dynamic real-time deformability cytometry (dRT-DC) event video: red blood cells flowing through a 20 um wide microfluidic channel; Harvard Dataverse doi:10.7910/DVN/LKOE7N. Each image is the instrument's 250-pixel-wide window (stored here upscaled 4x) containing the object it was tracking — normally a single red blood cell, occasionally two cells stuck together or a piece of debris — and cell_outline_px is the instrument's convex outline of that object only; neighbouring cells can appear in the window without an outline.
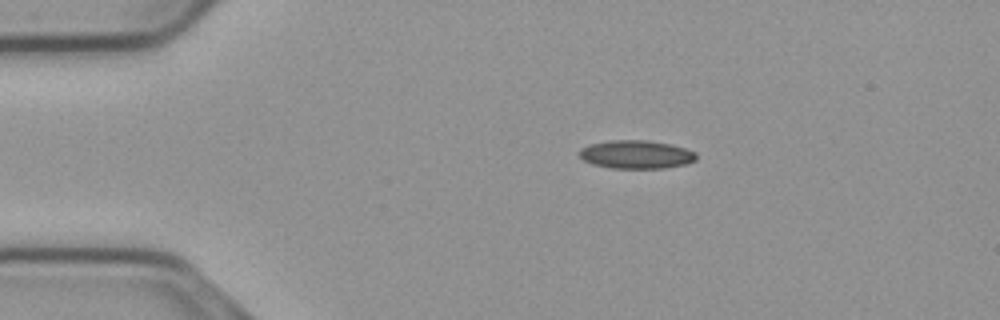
{"species": "common noctule bat (a hibernating species)", "species_latin": "Nyctalus noctula", "temperature_condition": "cold", "stored_images_in_passage": 45, "camera_frame_rate_fps": 3000, "um_per_image_px": 0.085, "animal": {"sex": "male", "body_mass_g": 23.1, "forearm_length_mm": 52.7}, "frame": {"image": 1, "passage_image": 1, "time_ms": 0.0, "image_size_px": [1000, 320], "cell_outline_px": [[696, 160], [684, 164], [664, 168], [612, 168], [592, 164], [584, 160], [576, 152], [580, 148], [588, 144], [608, 140], [648, 140], [668, 144], [684, 148], [696, 152]], "centroid_in_image_um": [54.02, 13.12], "position_along_channel_um": 31.0, "area_um2": 19.36}}
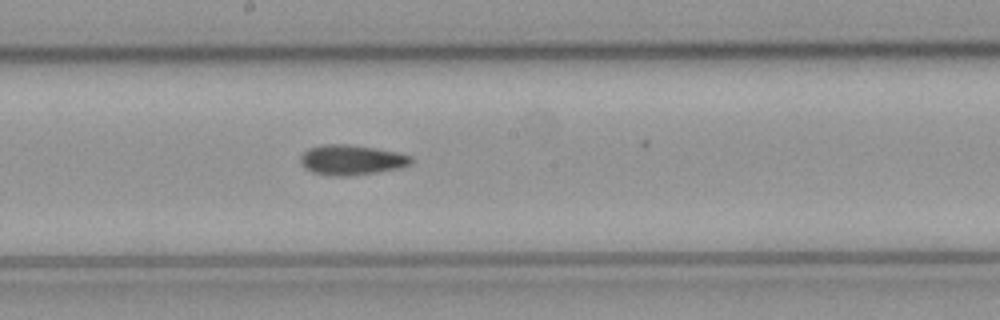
{"frame": {"image": 2, "passage_image": 20, "time_ms": 6.333, "image_size_px": [1000, 320], "cell_outline_px": [[412, 164], [400, 168], [376, 172], [348, 176], [332, 176], [312, 172], [304, 168], [300, 164], [300, 156], [308, 148], [324, 144], [348, 144], [376, 148], [396, 152], [412, 156]], "centroid_in_image_um": [29.86, 13.59], "position_along_channel_um": 218.3, "area_um2": 19.54}}
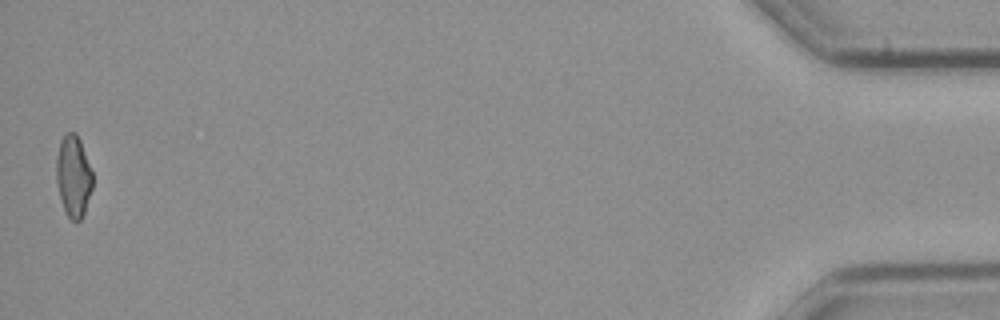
{"frame": {"image": 3, "passage_image": 45, "time_ms": 14.667, "image_size_px": [1000, 320], "cell_outline_px": [[92, 188], [84, 212], [80, 220], [72, 220], [64, 212], [56, 180], [56, 156], [60, 140], [64, 132], [76, 132], [80, 140], [92, 172]], "centroid_in_image_um": [6.22, 14.93], "position_along_channel_um": 429.0, "area_um2": 17.22}, "authors_computed_cell_mechanics": {"area_um2": 18.3804, "velocity_mm_per_s": 3.7349, "shape_relaxation_time_tau1_ms": null, "shape_relaxation_time_tau2_ms": 5.6568, "deformation_change_tau1": null, "deformation_change_tau2": 0.1373}}